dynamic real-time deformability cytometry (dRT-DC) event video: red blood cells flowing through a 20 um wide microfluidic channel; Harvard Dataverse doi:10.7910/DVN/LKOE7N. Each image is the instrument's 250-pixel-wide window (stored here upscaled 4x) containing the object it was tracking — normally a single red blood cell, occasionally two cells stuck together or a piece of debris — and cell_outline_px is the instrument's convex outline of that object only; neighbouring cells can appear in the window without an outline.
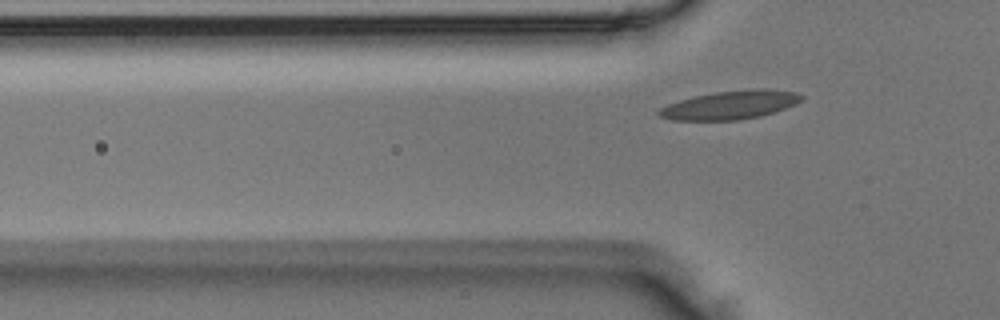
{"species": "Egyptian fruit bat (a non-hibernating species)", "species_latin": "Rousettus aegyptiacus", "temperature_condition": "room temperature", "stored_images_in_passage": 6, "segment_of_instrument_passage": [2, 2], "camera_frame_rate_fps": 3000, "um_per_image_px": 0.085, "animal": {"sex": "male"}, "frame": {"image": 1, "passage_image": 6, "time_ms": 1.667, "image_size_px": [1000, 320], "cell_outline_px": [[804, 96], [800, 100], [784, 108], [760, 116], [740, 120], [672, 120], [660, 116], [656, 112], [660, 108], [668, 104], [680, 100], [696, 96], [716, 92], [756, 88], [768, 88], [792, 92]], "centroid_in_image_um": [62.03, 8.92], "position_along_channel_um": 63.8, "area_um2": 23.35}}